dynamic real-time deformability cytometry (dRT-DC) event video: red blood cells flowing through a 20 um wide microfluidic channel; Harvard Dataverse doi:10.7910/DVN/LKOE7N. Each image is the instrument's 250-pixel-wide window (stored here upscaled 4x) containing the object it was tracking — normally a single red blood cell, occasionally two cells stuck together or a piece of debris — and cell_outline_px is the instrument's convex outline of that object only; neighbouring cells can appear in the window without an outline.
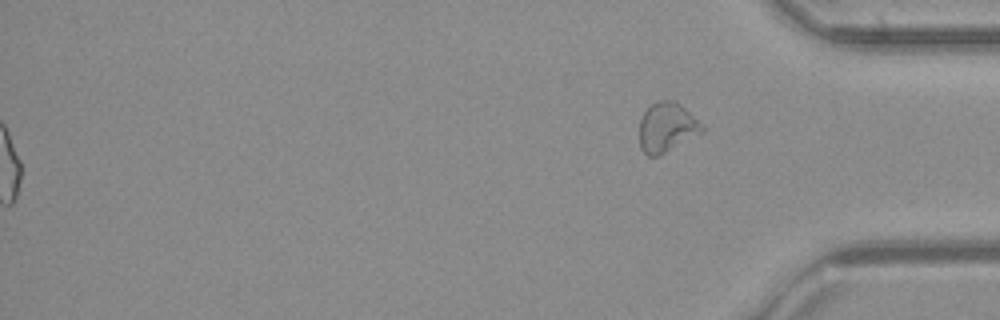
{"species": "common noctule bat (a hibernating species)", "species_latin": "Nyctalus noctula", "temperature_condition": "cold", "stored_images_in_passage": 37, "segment_of_instrument_passage": [2, 2], "camera_frame_rate_fps": 3000, "um_per_image_px": 0.085, "animal": {"sex": "female", "body_mass_g": 21.9}, "frame": {"image": 1, "passage_image": 37, "time_ms": 12.0, "image_size_px": [1000, 320], "cell_outline_px": [[704, 132], [660, 156], [648, 156], [640, 148], [640, 120], [644, 112], [652, 104], [660, 100], [676, 100], [704, 124]], "centroid_in_image_um": [56.72, 10.83], "position_along_channel_um": 378.5, "area_um2": 18.38}}